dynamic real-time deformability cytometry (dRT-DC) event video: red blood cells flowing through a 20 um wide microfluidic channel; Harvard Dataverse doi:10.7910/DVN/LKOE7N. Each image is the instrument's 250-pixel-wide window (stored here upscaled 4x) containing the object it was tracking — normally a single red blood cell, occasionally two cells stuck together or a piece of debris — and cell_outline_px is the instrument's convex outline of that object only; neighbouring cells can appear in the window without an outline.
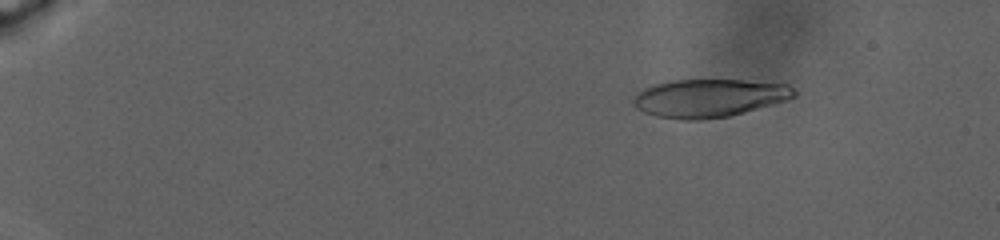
{"species": "human", "species_latin": "Homo sapiens", "temperature_condition": "warm", "stored_images_in_passage": 63, "camera_frame_rate_fps": 3000, "um_per_image_px": 0.085, "donor": {"sex": "male"}, "frame": {"image": 1, "passage_image": 30, "time_ms": 5.0, "image_size_px": [1000, 240], "cell_outline_px": [[796, 96], [788, 100], [744, 112], [728, 116], [700, 120], [684, 120], [656, 116], [644, 112], [636, 108], [632, 100], [636, 92], [652, 84], [668, 80], [744, 80], [788, 84], [796, 92]], "centroid_in_image_um": [60.25, 8.33], "position_along_channel_um": 24.8, "area_um2": 35.89}}